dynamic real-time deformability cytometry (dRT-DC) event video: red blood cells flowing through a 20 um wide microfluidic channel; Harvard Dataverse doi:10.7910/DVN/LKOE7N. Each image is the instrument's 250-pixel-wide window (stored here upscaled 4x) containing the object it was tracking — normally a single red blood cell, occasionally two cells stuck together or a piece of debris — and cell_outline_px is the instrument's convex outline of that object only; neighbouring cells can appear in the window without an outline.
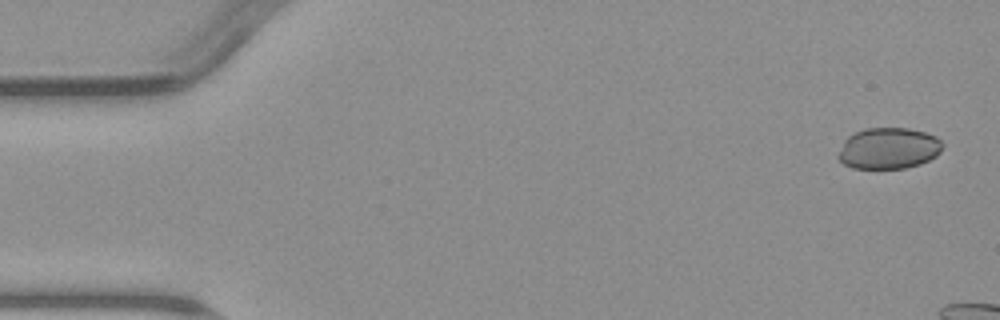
{"species": "common noctule bat (a hibernating species)", "species_latin": "Nyctalus noctula", "temperature_condition": "warm", "stored_images_in_passage": 4, "camera_frame_rate_fps": 3000, "um_per_image_px": 0.085, "animal": {"sex": "male", "body_mass_g": 23.1, "forearm_length_mm": 52.7}, "frame": {"image": 1, "passage_image": 1, "time_ms": 0.0, "image_size_px": [1000, 320], "cell_outline_px": [[944, 144], [940, 152], [936, 156], [920, 164], [904, 168], [852, 168], [844, 164], [836, 156], [844, 140], [848, 136], [864, 128], [908, 128], [924, 132], [936, 136]], "centroid_in_image_um": [75.52, 12.6], "position_along_channel_um": 9.5, "area_um2": 25.14}}